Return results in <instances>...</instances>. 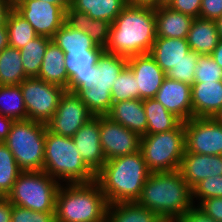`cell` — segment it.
<instances>
[{"instance_id":"obj_41","label":"cell","mask_w":222,"mask_h":222,"mask_svg":"<svg viewBox=\"0 0 222 222\" xmlns=\"http://www.w3.org/2000/svg\"><path fill=\"white\" fill-rule=\"evenodd\" d=\"M10 222H56L55 212H37L12 204Z\"/></svg>"},{"instance_id":"obj_30","label":"cell","mask_w":222,"mask_h":222,"mask_svg":"<svg viewBox=\"0 0 222 222\" xmlns=\"http://www.w3.org/2000/svg\"><path fill=\"white\" fill-rule=\"evenodd\" d=\"M127 5L126 0H72L71 7L85 12L92 19H100L111 24Z\"/></svg>"},{"instance_id":"obj_25","label":"cell","mask_w":222,"mask_h":222,"mask_svg":"<svg viewBox=\"0 0 222 222\" xmlns=\"http://www.w3.org/2000/svg\"><path fill=\"white\" fill-rule=\"evenodd\" d=\"M64 60V51L51 41L44 54L37 78L68 90L69 78Z\"/></svg>"},{"instance_id":"obj_11","label":"cell","mask_w":222,"mask_h":222,"mask_svg":"<svg viewBox=\"0 0 222 222\" xmlns=\"http://www.w3.org/2000/svg\"><path fill=\"white\" fill-rule=\"evenodd\" d=\"M184 129L187 152L222 155V125L213 117H193L184 122Z\"/></svg>"},{"instance_id":"obj_18","label":"cell","mask_w":222,"mask_h":222,"mask_svg":"<svg viewBox=\"0 0 222 222\" xmlns=\"http://www.w3.org/2000/svg\"><path fill=\"white\" fill-rule=\"evenodd\" d=\"M103 52L65 53V68L69 78L68 90L89 89L93 84V66Z\"/></svg>"},{"instance_id":"obj_56","label":"cell","mask_w":222,"mask_h":222,"mask_svg":"<svg viewBox=\"0 0 222 222\" xmlns=\"http://www.w3.org/2000/svg\"><path fill=\"white\" fill-rule=\"evenodd\" d=\"M158 222H177V220H173V219H161Z\"/></svg>"},{"instance_id":"obj_22","label":"cell","mask_w":222,"mask_h":222,"mask_svg":"<svg viewBox=\"0 0 222 222\" xmlns=\"http://www.w3.org/2000/svg\"><path fill=\"white\" fill-rule=\"evenodd\" d=\"M191 51L187 38L156 37L149 54L166 73Z\"/></svg>"},{"instance_id":"obj_6","label":"cell","mask_w":222,"mask_h":222,"mask_svg":"<svg viewBox=\"0 0 222 222\" xmlns=\"http://www.w3.org/2000/svg\"><path fill=\"white\" fill-rule=\"evenodd\" d=\"M47 125L30 119L14 121L4 143L22 171H41Z\"/></svg>"},{"instance_id":"obj_28","label":"cell","mask_w":222,"mask_h":222,"mask_svg":"<svg viewBox=\"0 0 222 222\" xmlns=\"http://www.w3.org/2000/svg\"><path fill=\"white\" fill-rule=\"evenodd\" d=\"M147 119L146 134H155L176 129L182 121L170 113L155 98L143 100Z\"/></svg>"},{"instance_id":"obj_34","label":"cell","mask_w":222,"mask_h":222,"mask_svg":"<svg viewBox=\"0 0 222 222\" xmlns=\"http://www.w3.org/2000/svg\"><path fill=\"white\" fill-rule=\"evenodd\" d=\"M9 46L20 49L38 35L32 25L12 9L6 20Z\"/></svg>"},{"instance_id":"obj_7","label":"cell","mask_w":222,"mask_h":222,"mask_svg":"<svg viewBox=\"0 0 222 222\" xmlns=\"http://www.w3.org/2000/svg\"><path fill=\"white\" fill-rule=\"evenodd\" d=\"M140 150L151 173L179 170L185 153L184 122L170 131L141 136Z\"/></svg>"},{"instance_id":"obj_52","label":"cell","mask_w":222,"mask_h":222,"mask_svg":"<svg viewBox=\"0 0 222 222\" xmlns=\"http://www.w3.org/2000/svg\"><path fill=\"white\" fill-rule=\"evenodd\" d=\"M41 1L58 5L60 8H63L65 11H67V8L71 6L72 0H41Z\"/></svg>"},{"instance_id":"obj_38","label":"cell","mask_w":222,"mask_h":222,"mask_svg":"<svg viewBox=\"0 0 222 222\" xmlns=\"http://www.w3.org/2000/svg\"><path fill=\"white\" fill-rule=\"evenodd\" d=\"M199 55L200 54L191 50L189 53L185 54L184 59L165 73L166 77L192 85L195 81V67Z\"/></svg>"},{"instance_id":"obj_51","label":"cell","mask_w":222,"mask_h":222,"mask_svg":"<svg viewBox=\"0 0 222 222\" xmlns=\"http://www.w3.org/2000/svg\"><path fill=\"white\" fill-rule=\"evenodd\" d=\"M211 57L216 61V63L222 68V39H220L217 47L210 54Z\"/></svg>"},{"instance_id":"obj_44","label":"cell","mask_w":222,"mask_h":222,"mask_svg":"<svg viewBox=\"0 0 222 222\" xmlns=\"http://www.w3.org/2000/svg\"><path fill=\"white\" fill-rule=\"evenodd\" d=\"M222 16V0H202L199 18L216 20Z\"/></svg>"},{"instance_id":"obj_19","label":"cell","mask_w":222,"mask_h":222,"mask_svg":"<svg viewBox=\"0 0 222 222\" xmlns=\"http://www.w3.org/2000/svg\"><path fill=\"white\" fill-rule=\"evenodd\" d=\"M193 117H213L222 107V81L191 85Z\"/></svg>"},{"instance_id":"obj_37","label":"cell","mask_w":222,"mask_h":222,"mask_svg":"<svg viewBox=\"0 0 222 222\" xmlns=\"http://www.w3.org/2000/svg\"><path fill=\"white\" fill-rule=\"evenodd\" d=\"M111 95L112 103L129 99H139L136 78L128 65H126L119 76L115 78L111 89Z\"/></svg>"},{"instance_id":"obj_1","label":"cell","mask_w":222,"mask_h":222,"mask_svg":"<svg viewBox=\"0 0 222 222\" xmlns=\"http://www.w3.org/2000/svg\"><path fill=\"white\" fill-rule=\"evenodd\" d=\"M155 39V8L127 4L110 25L105 51L125 57L145 54Z\"/></svg>"},{"instance_id":"obj_24","label":"cell","mask_w":222,"mask_h":222,"mask_svg":"<svg viewBox=\"0 0 222 222\" xmlns=\"http://www.w3.org/2000/svg\"><path fill=\"white\" fill-rule=\"evenodd\" d=\"M65 22L76 30L86 32L97 46L105 49L109 40L110 22L92 19L85 12L71 6L67 8Z\"/></svg>"},{"instance_id":"obj_35","label":"cell","mask_w":222,"mask_h":222,"mask_svg":"<svg viewBox=\"0 0 222 222\" xmlns=\"http://www.w3.org/2000/svg\"><path fill=\"white\" fill-rule=\"evenodd\" d=\"M22 170L4 142H0V197H7Z\"/></svg>"},{"instance_id":"obj_43","label":"cell","mask_w":222,"mask_h":222,"mask_svg":"<svg viewBox=\"0 0 222 222\" xmlns=\"http://www.w3.org/2000/svg\"><path fill=\"white\" fill-rule=\"evenodd\" d=\"M197 207L209 217L222 222V197L204 199Z\"/></svg>"},{"instance_id":"obj_36","label":"cell","mask_w":222,"mask_h":222,"mask_svg":"<svg viewBox=\"0 0 222 222\" xmlns=\"http://www.w3.org/2000/svg\"><path fill=\"white\" fill-rule=\"evenodd\" d=\"M88 107L94 116H105L112 106L111 90L106 89H77L74 92Z\"/></svg>"},{"instance_id":"obj_39","label":"cell","mask_w":222,"mask_h":222,"mask_svg":"<svg viewBox=\"0 0 222 222\" xmlns=\"http://www.w3.org/2000/svg\"><path fill=\"white\" fill-rule=\"evenodd\" d=\"M222 81V68L216 63L211 55H199L195 67L194 82Z\"/></svg>"},{"instance_id":"obj_15","label":"cell","mask_w":222,"mask_h":222,"mask_svg":"<svg viewBox=\"0 0 222 222\" xmlns=\"http://www.w3.org/2000/svg\"><path fill=\"white\" fill-rule=\"evenodd\" d=\"M127 65L131 68L139 90V99L155 98L166 77L165 72L149 53L127 57Z\"/></svg>"},{"instance_id":"obj_31","label":"cell","mask_w":222,"mask_h":222,"mask_svg":"<svg viewBox=\"0 0 222 222\" xmlns=\"http://www.w3.org/2000/svg\"><path fill=\"white\" fill-rule=\"evenodd\" d=\"M25 75L19 49L11 46L0 52V85H19Z\"/></svg>"},{"instance_id":"obj_3","label":"cell","mask_w":222,"mask_h":222,"mask_svg":"<svg viewBox=\"0 0 222 222\" xmlns=\"http://www.w3.org/2000/svg\"><path fill=\"white\" fill-rule=\"evenodd\" d=\"M136 202L155 212L161 219L173 220H178L194 206L192 188L179 170L151 173Z\"/></svg>"},{"instance_id":"obj_45","label":"cell","mask_w":222,"mask_h":222,"mask_svg":"<svg viewBox=\"0 0 222 222\" xmlns=\"http://www.w3.org/2000/svg\"><path fill=\"white\" fill-rule=\"evenodd\" d=\"M177 222H218L213 218L206 215L201 209L196 205L191 207L187 212H185Z\"/></svg>"},{"instance_id":"obj_17","label":"cell","mask_w":222,"mask_h":222,"mask_svg":"<svg viewBox=\"0 0 222 222\" xmlns=\"http://www.w3.org/2000/svg\"><path fill=\"white\" fill-rule=\"evenodd\" d=\"M179 171L193 188L203 179L222 175V155L197 154L185 150Z\"/></svg>"},{"instance_id":"obj_12","label":"cell","mask_w":222,"mask_h":222,"mask_svg":"<svg viewBox=\"0 0 222 222\" xmlns=\"http://www.w3.org/2000/svg\"><path fill=\"white\" fill-rule=\"evenodd\" d=\"M94 115L85 103L73 92L65 91L52 118L46 123L54 134L73 137Z\"/></svg>"},{"instance_id":"obj_13","label":"cell","mask_w":222,"mask_h":222,"mask_svg":"<svg viewBox=\"0 0 222 222\" xmlns=\"http://www.w3.org/2000/svg\"><path fill=\"white\" fill-rule=\"evenodd\" d=\"M141 137L112 121L108 116H100V143L106 160L135 153L140 150Z\"/></svg>"},{"instance_id":"obj_23","label":"cell","mask_w":222,"mask_h":222,"mask_svg":"<svg viewBox=\"0 0 222 222\" xmlns=\"http://www.w3.org/2000/svg\"><path fill=\"white\" fill-rule=\"evenodd\" d=\"M219 41L215 20L194 18L187 36V42L192 51L200 55H210Z\"/></svg>"},{"instance_id":"obj_42","label":"cell","mask_w":222,"mask_h":222,"mask_svg":"<svg viewBox=\"0 0 222 222\" xmlns=\"http://www.w3.org/2000/svg\"><path fill=\"white\" fill-rule=\"evenodd\" d=\"M202 0H172L169 7L177 12L199 18Z\"/></svg>"},{"instance_id":"obj_32","label":"cell","mask_w":222,"mask_h":222,"mask_svg":"<svg viewBox=\"0 0 222 222\" xmlns=\"http://www.w3.org/2000/svg\"><path fill=\"white\" fill-rule=\"evenodd\" d=\"M51 38L37 36L19 49L25 75L28 78L38 77L43 57Z\"/></svg>"},{"instance_id":"obj_29","label":"cell","mask_w":222,"mask_h":222,"mask_svg":"<svg viewBox=\"0 0 222 222\" xmlns=\"http://www.w3.org/2000/svg\"><path fill=\"white\" fill-rule=\"evenodd\" d=\"M161 218L137 202L108 204L106 222H158Z\"/></svg>"},{"instance_id":"obj_49","label":"cell","mask_w":222,"mask_h":222,"mask_svg":"<svg viewBox=\"0 0 222 222\" xmlns=\"http://www.w3.org/2000/svg\"><path fill=\"white\" fill-rule=\"evenodd\" d=\"M127 4L135 6H145V7H158V0H126Z\"/></svg>"},{"instance_id":"obj_10","label":"cell","mask_w":222,"mask_h":222,"mask_svg":"<svg viewBox=\"0 0 222 222\" xmlns=\"http://www.w3.org/2000/svg\"><path fill=\"white\" fill-rule=\"evenodd\" d=\"M13 9L32 25L38 36L52 38L66 21L63 8L41 0H13Z\"/></svg>"},{"instance_id":"obj_9","label":"cell","mask_w":222,"mask_h":222,"mask_svg":"<svg viewBox=\"0 0 222 222\" xmlns=\"http://www.w3.org/2000/svg\"><path fill=\"white\" fill-rule=\"evenodd\" d=\"M19 85L27 110V119L46 124L55 114L66 89L37 77L26 78Z\"/></svg>"},{"instance_id":"obj_5","label":"cell","mask_w":222,"mask_h":222,"mask_svg":"<svg viewBox=\"0 0 222 222\" xmlns=\"http://www.w3.org/2000/svg\"><path fill=\"white\" fill-rule=\"evenodd\" d=\"M43 171L60 184L89 183L96 174L85 164L71 137L46 129Z\"/></svg>"},{"instance_id":"obj_46","label":"cell","mask_w":222,"mask_h":222,"mask_svg":"<svg viewBox=\"0 0 222 222\" xmlns=\"http://www.w3.org/2000/svg\"><path fill=\"white\" fill-rule=\"evenodd\" d=\"M12 203L7 197H0V222H10Z\"/></svg>"},{"instance_id":"obj_14","label":"cell","mask_w":222,"mask_h":222,"mask_svg":"<svg viewBox=\"0 0 222 222\" xmlns=\"http://www.w3.org/2000/svg\"><path fill=\"white\" fill-rule=\"evenodd\" d=\"M72 139L85 164L97 174L106 162L100 143V116L87 121Z\"/></svg>"},{"instance_id":"obj_48","label":"cell","mask_w":222,"mask_h":222,"mask_svg":"<svg viewBox=\"0 0 222 222\" xmlns=\"http://www.w3.org/2000/svg\"><path fill=\"white\" fill-rule=\"evenodd\" d=\"M13 9V0H0V26L6 25L9 12Z\"/></svg>"},{"instance_id":"obj_26","label":"cell","mask_w":222,"mask_h":222,"mask_svg":"<svg viewBox=\"0 0 222 222\" xmlns=\"http://www.w3.org/2000/svg\"><path fill=\"white\" fill-rule=\"evenodd\" d=\"M51 40L64 53L104 52L105 49L97 46L90 36L81 30H76L66 22L55 32Z\"/></svg>"},{"instance_id":"obj_27","label":"cell","mask_w":222,"mask_h":222,"mask_svg":"<svg viewBox=\"0 0 222 222\" xmlns=\"http://www.w3.org/2000/svg\"><path fill=\"white\" fill-rule=\"evenodd\" d=\"M127 65V57L104 51L93 66V89H112L113 82Z\"/></svg>"},{"instance_id":"obj_33","label":"cell","mask_w":222,"mask_h":222,"mask_svg":"<svg viewBox=\"0 0 222 222\" xmlns=\"http://www.w3.org/2000/svg\"><path fill=\"white\" fill-rule=\"evenodd\" d=\"M0 114L14 121L27 119L20 85H0Z\"/></svg>"},{"instance_id":"obj_54","label":"cell","mask_w":222,"mask_h":222,"mask_svg":"<svg viewBox=\"0 0 222 222\" xmlns=\"http://www.w3.org/2000/svg\"><path fill=\"white\" fill-rule=\"evenodd\" d=\"M213 118L222 125V107L220 110L213 116Z\"/></svg>"},{"instance_id":"obj_55","label":"cell","mask_w":222,"mask_h":222,"mask_svg":"<svg viewBox=\"0 0 222 222\" xmlns=\"http://www.w3.org/2000/svg\"><path fill=\"white\" fill-rule=\"evenodd\" d=\"M171 1L172 0H158V7L159 6H168Z\"/></svg>"},{"instance_id":"obj_47","label":"cell","mask_w":222,"mask_h":222,"mask_svg":"<svg viewBox=\"0 0 222 222\" xmlns=\"http://www.w3.org/2000/svg\"><path fill=\"white\" fill-rule=\"evenodd\" d=\"M13 122V119L0 114V142H4L7 139Z\"/></svg>"},{"instance_id":"obj_16","label":"cell","mask_w":222,"mask_h":222,"mask_svg":"<svg viewBox=\"0 0 222 222\" xmlns=\"http://www.w3.org/2000/svg\"><path fill=\"white\" fill-rule=\"evenodd\" d=\"M155 99L182 122L193 118L191 85L165 77Z\"/></svg>"},{"instance_id":"obj_20","label":"cell","mask_w":222,"mask_h":222,"mask_svg":"<svg viewBox=\"0 0 222 222\" xmlns=\"http://www.w3.org/2000/svg\"><path fill=\"white\" fill-rule=\"evenodd\" d=\"M106 116L137 133L140 137L146 135L147 119L143 100L141 99H129L112 103L110 112Z\"/></svg>"},{"instance_id":"obj_8","label":"cell","mask_w":222,"mask_h":222,"mask_svg":"<svg viewBox=\"0 0 222 222\" xmlns=\"http://www.w3.org/2000/svg\"><path fill=\"white\" fill-rule=\"evenodd\" d=\"M60 185L43 170L22 171L7 198L15 206L37 212H55Z\"/></svg>"},{"instance_id":"obj_50","label":"cell","mask_w":222,"mask_h":222,"mask_svg":"<svg viewBox=\"0 0 222 222\" xmlns=\"http://www.w3.org/2000/svg\"><path fill=\"white\" fill-rule=\"evenodd\" d=\"M8 46V31L6 25H3L0 26V52Z\"/></svg>"},{"instance_id":"obj_40","label":"cell","mask_w":222,"mask_h":222,"mask_svg":"<svg viewBox=\"0 0 222 222\" xmlns=\"http://www.w3.org/2000/svg\"><path fill=\"white\" fill-rule=\"evenodd\" d=\"M222 197V175H216L201 180L192 188V199L201 202L204 199Z\"/></svg>"},{"instance_id":"obj_2","label":"cell","mask_w":222,"mask_h":222,"mask_svg":"<svg viewBox=\"0 0 222 222\" xmlns=\"http://www.w3.org/2000/svg\"><path fill=\"white\" fill-rule=\"evenodd\" d=\"M151 172L141 150L106 160L96 174L108 204L136 202Z\"/></svg>"},{"instance_id":"obj_53","label":"cell","mask_w":222,"mask_h":222,"mask_svg":"<svg viewBox=\"0 0 222 222\" xmlns=\"http://www.w3.org/2000/svg\"><path fill=\"white\" fill-rule=\"evenodd\" d=\"M215 23L217 25V31H218L219 37L220 39H222V16L217 18L215 20Z\"/></svg>"},{"instance_id":"obj_4","label":"cell","mask_w":222,"mask_h":222,"mask_svg":"<svg viewBox=\"0 0 222 222\" xmlns=\"http://www.w3.org/2000/svg\"><path fill=\"white\" fill-rule=\"evenodd\" d=\"M107 208L108 202L96 180L63 183L56 195V222H106Z\"/></svg>"},{"instance_id":"obj_21","label":"cell","mask_w":222,"mask_h":222,"mask_svg":"<svg viewBox=\"0 0 222 222\" xmlns=\"http://www.w3.org/2000/svg\"><path fill=\"white\" fill-rule=\"evenodd\" d=\"M193 20L169 6H159L155 8L156 37L187 38Z\"/></svg>"}]
</instances>
